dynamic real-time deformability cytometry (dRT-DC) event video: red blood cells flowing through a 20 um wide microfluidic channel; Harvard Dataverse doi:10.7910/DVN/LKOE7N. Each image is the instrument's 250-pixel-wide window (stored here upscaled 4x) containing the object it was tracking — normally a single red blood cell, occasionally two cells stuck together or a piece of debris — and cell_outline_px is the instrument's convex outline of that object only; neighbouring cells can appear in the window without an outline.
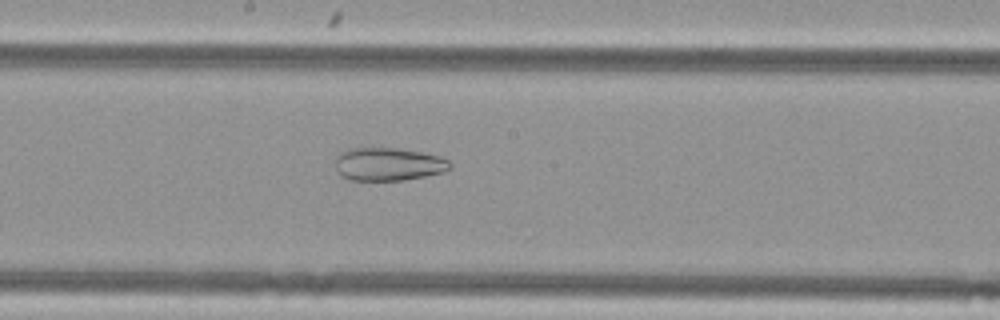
{"species": "Egyptian fruit bat (a non-hibernating species)", "species_latin": "Rousettus aegyptiacus", "temperature_condition": "cold", "stored_images_in_passage": 49, "camera_frame_rate_fps": 3000, "um_per_image_px": 0.085, "animal": {"sex": "female"}, "frame": {"image": 1, "passage_image": 24, "time_ms": 7.667, "image_size_px": [1000, 320], "cell_outline_px": [[452, 168], [444, 172], [404, 180], [348, 180], [340, 176], [336, 168], [336, 156], [340, 152], [348, 148], [396, 148], [420, 152], [440, 156], [448, 160], [452, 164]], "centroid_in_image_um": [33.0, 13.96], "position_along_channel_um": 215.2, "area_um2": 22.25}}
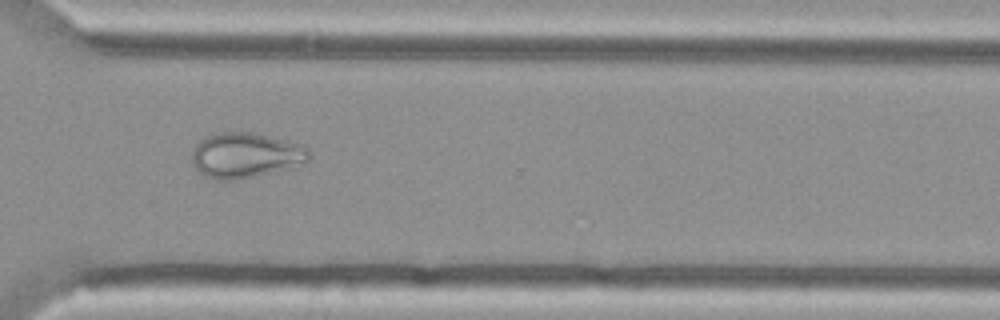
{"frame": {"image": 2, "passage_image": 35, "time_ms": 11.333, "image_size_px": [1000, 320], "cell_outline_px": [[312, 156], [308, 160], [292, 168], [236, 180], [216, 180], [204, 176], [192, 164], [192, 152], [196, 144], [204, 136], [216, 132], [252, 132], [300, 144], [308, 148]], "centroid_in_image_um": [20.85, 13.2], "position_along_channel_um": 349.7, "area_um2": 31.1}}
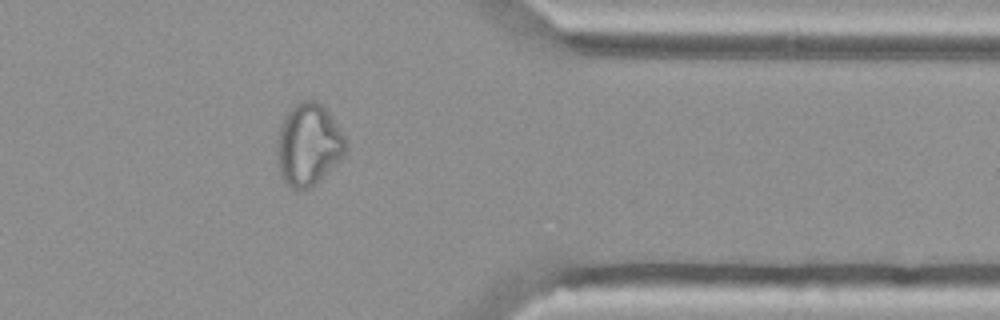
{"frame": {"image": 3, "passage_image": 39, "time_ms": 12.667, "image_size_px": [1000, 320], "cell_outline_px": [[344, 156], [316, 184], [308, 188], [292, 188], [280, 176], [276, 156], [276, 140], [284, 116], [300, 100], [316, 100], [328, 112], [344, 136]], "centroid_in_image_um": [26.17, 12.3], "position_along_channel_um": 385.2, "area_um2": 32.48}}